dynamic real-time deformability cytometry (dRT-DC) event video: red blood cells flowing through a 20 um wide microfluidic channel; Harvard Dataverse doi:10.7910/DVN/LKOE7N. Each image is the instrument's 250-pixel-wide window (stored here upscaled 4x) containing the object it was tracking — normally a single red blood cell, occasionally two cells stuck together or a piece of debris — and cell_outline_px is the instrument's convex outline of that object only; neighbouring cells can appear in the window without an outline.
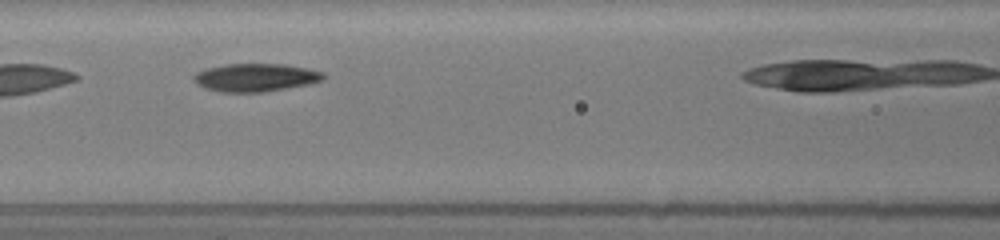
{"species": "common noctule bat (a hibernating species)", "species_latin": "Nyctalus noctula", "temperature_condition": "room temperature", "stored_images_in_passage": 12, "camera_frame_rate_fps": 3000, "um_per_image_px": 0.085, "animal": {"sex": "female", "body_mass_g": 19.5, "forearm_length_mm": 54.1}, "frame": {"image": 1, "passage_image": 4, "time_ms": 1.0, "image_size_px": [1000, 240], "cell_outline_px": [[324, 80], [308, 84], [264, 92], [220, 92], [204, 88], [196, 84], [192, 80], [192, 76], [196, 72], [208, 68], [224, 64], [284, 64], [324, 72]], "centroid_in_image_um": [21.67, 6.59], "position_along_channel_um": 144.9, "area_um2": 21.21}}